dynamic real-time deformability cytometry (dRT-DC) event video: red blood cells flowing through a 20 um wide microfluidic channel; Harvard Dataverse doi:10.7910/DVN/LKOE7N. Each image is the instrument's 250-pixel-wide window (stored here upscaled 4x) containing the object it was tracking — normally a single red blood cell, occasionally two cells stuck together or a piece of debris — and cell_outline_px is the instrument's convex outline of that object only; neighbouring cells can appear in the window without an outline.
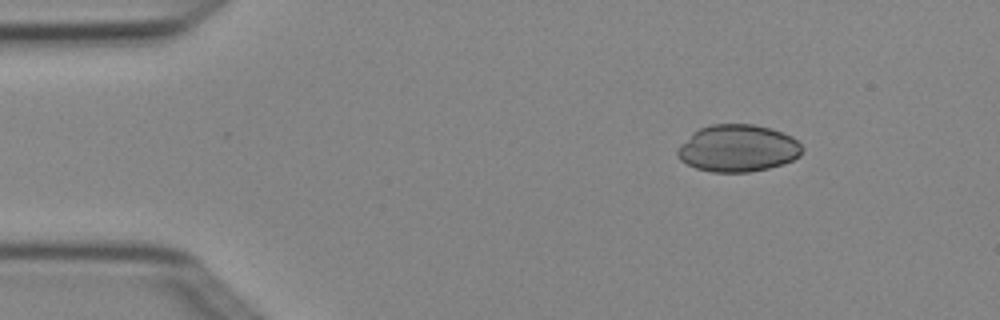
{"species": "Egyptian fruit bat (a non-hibernating species)", "species_latin": "Rousettus aegyptiacus", "temperature_condition": "cold", "stored_images_in_passage": 4, "segment_of_instrument_passage": [2, 2], "camera_frame_rate_fps": 3000, "um_per_image_px": 0.085, "animal": {"sex": "female"}, "frame": {"image": 1, "passage_image": 4, "time_ms": 1.0, "image_size_px": [1000, 320], "cell_outline_px": [[804, 148], [800, 156], [784, 164], [768, 168], [748, 172], [712, 172], [696, 168], [680, 160], [676, 156], [676, 148], [692, 132], [700, 128], [712, 124], [752, 124], [768, 128], [792, 136]], "centroid_in_image_um": [62.69, 12.61], "position_along_channel_um": 22.3, "area_um2": 34.33}}